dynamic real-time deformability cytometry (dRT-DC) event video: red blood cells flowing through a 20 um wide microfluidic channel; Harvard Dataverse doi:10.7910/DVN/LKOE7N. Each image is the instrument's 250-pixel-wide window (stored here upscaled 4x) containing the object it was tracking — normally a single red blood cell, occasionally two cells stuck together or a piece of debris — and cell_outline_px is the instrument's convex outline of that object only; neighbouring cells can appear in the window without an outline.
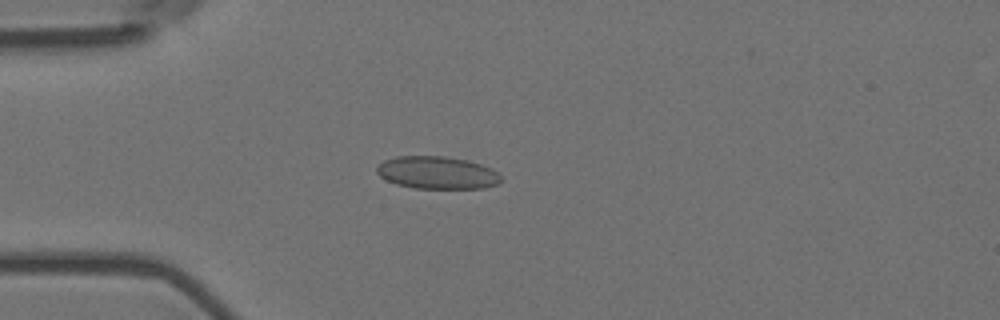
{"species": "Egyptian fruit bat (a non-hibernating species)", "species_latin": "Rousettus aegyptiacus", "temperature_condition": "room temperature", "stored_images_in_passage": 55, "camera_frame_rate_fps": 3000, "um_per_image_px": 0.085, "animal": {"sex": "female"}, "frame": {"image": 1, "passage_image": 15, "time_ms": 4.667, "image_size_px": [1000, 320], "cell_outline_px": [[504, 180], [496, 184], [484, 188], [416, 188], [396, 184], [380, 176], [376, 172], [376, 168], [384, 160], [396, 156], [444, 156], [468, 160], [492, 168]], "centroid_in_image_um": [37.17, 14.67], "position_along_channel_um": 47.8, "area_um2": 23.52}}
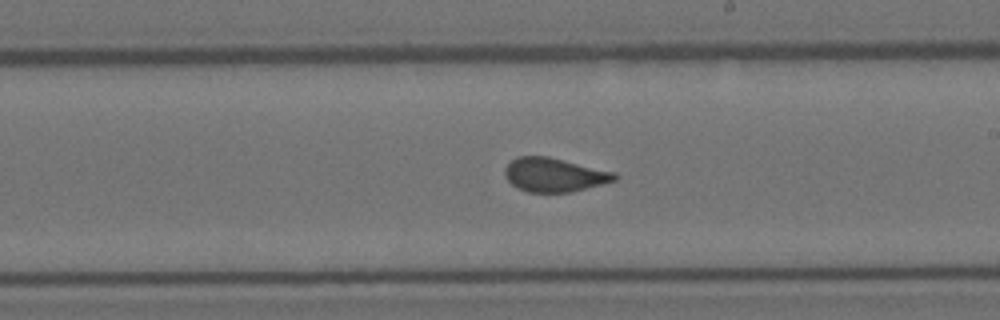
{"frame": {"image": 2, "passage_image": 32, "time_ms": 10.333, "image_size_px": [1000, 320], "cell_outline_px": [[620, 176], [616, 180], [572, 192], [528, 192], [516, 188], [504, 176], [504, 168], [516, 156], [548, 156], [616, 172]], "centroid_in_image_um": [47.11, 14.86], "position_along_channel_um": 241.9, "area_um2": 21.85}}
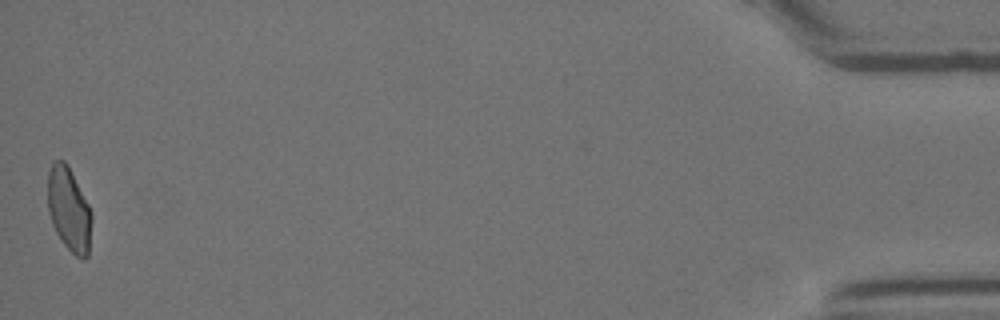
{"frame": {"image": 3, "passage_image": 55, "time_ms": 18.0, "image_size_px": [1000, 320], "cell_outline_px": [[92, 220], [88, 256], [84, 260], [76, 256], [64, 244], [56, 232], [52, 224], [48, 212], [48, 172], [52, 164], [56, 160], [64, 160], [68, 164], [92, 212]], "centroid_in_image_um": [5.87, 17.8], "position_along_channel_um": 429.3, "area_um2": 21.5}}